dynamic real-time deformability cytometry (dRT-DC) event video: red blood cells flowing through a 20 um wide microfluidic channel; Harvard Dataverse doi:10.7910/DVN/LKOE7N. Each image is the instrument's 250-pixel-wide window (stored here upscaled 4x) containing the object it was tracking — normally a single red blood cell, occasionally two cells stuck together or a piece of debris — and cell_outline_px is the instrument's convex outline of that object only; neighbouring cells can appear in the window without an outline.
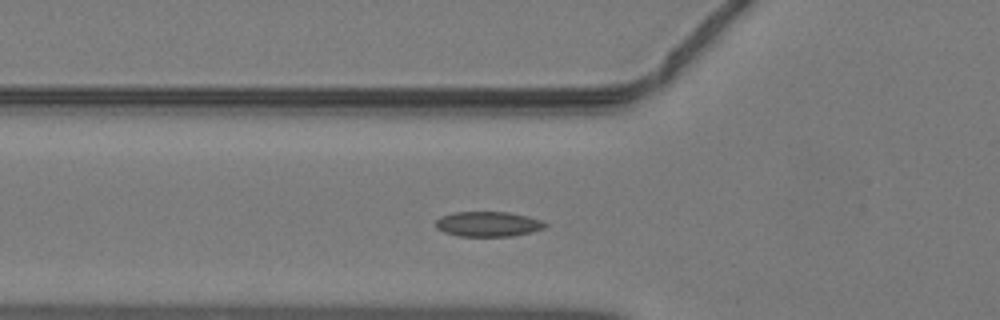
{"species": "common noctule bat (a hibernating species)", "species_latin": "Nyctalus noctula", "temperature_condition": "warm", "stored_images_in_passage": 33, "camera_frame_rate_fps": 3000, "um_per_image_px": 0.085, "animal": {"sex": "male", "body_mass_g": 19.2, "forearm_length_mm": 51.8}, "frame": {"image": 1, "passage_image": 6, "time_ms": 1.667, "image_size_px": [1000, 320], "cell_outline_px": [[548, 224], [544, 228], [532, 232], [512, 236], [460, 236], [444, 232], [436, 228], [436, 220], [440, 216], [452, 212], [508, 212], [528, 216], [540, 220]], "centroid_in_image_um": [41.48, 19.04], "position_along_channel_um": 84.3, "area_um2": 16.01}}
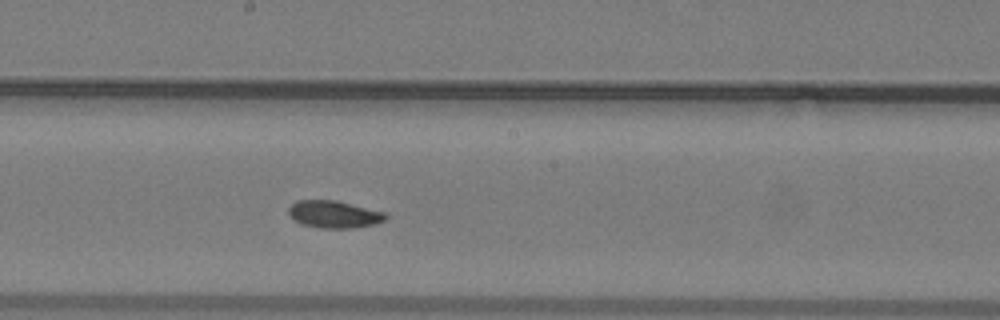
{"frame": {"image": 2, "passage_image": 15, "time_ms": 4.667, "image_size_px": [1000, 320], "cell_outline_px": [[388, 216], [384, 220], [372, 224], [352, 228], [320, 228], [300, 224], [288, 212], [288, 208], [296, 200], [336, 200], [384, 212]], "centroid_in_image_um": [28.36, 18.21], "position_along_channel_um": 219.8, "area_um2": 15.26}}
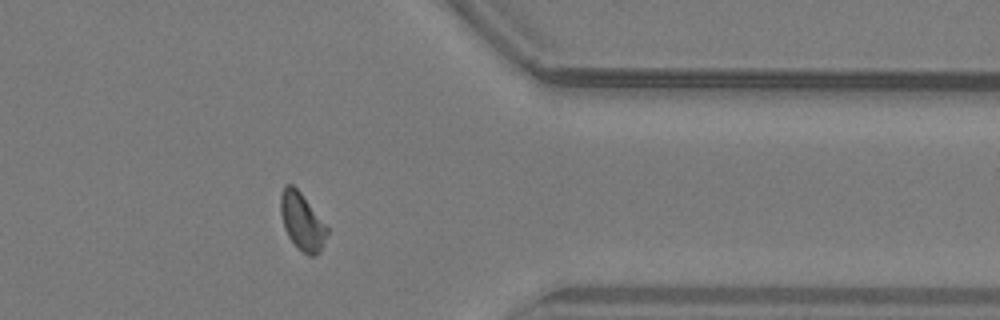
{"frame": {"image": 3, "passage_image": 27, "time_ms": 8.667, "image_size_px": [1000, 320], "cell_outline_px": [[328, 232], [320, 252], [316, 256], [308, 256], [288, 236], [284, 228], [280, 212], [280, 196], [284, 184], [292, 184], [300, 192], [328, 228]], "centroid_in_image_um": [25.66, 18.82], "position_along_channel_um": 385.7, "area_um2": 15.26}}